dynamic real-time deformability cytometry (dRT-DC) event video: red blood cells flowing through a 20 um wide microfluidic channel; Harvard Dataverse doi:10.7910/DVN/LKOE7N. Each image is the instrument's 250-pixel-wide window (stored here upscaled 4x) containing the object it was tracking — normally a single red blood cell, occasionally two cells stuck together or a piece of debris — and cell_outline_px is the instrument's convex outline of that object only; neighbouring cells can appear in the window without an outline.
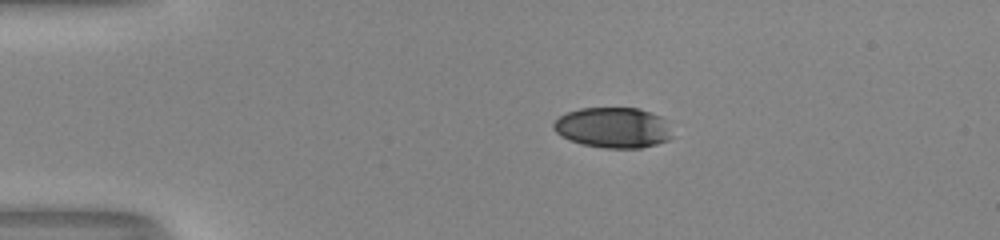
{"species": "human", "species_latin": "Homo sapiens", "temperature_condition": "room temperature", "stored_images_in_passage": 42, "camera_frame_rate_fps": 3000, "um_per_image_px": 0.085, "donor": {"sex": "male"}, "frame": {"image": 1, "passage_image": 1, "time_ms": 0.0, "image_size_px": [1000, 240], "cell_outline_px": [[672, 136], [668, 140], [656, 144], [640, 148], [604, 148], [580, 144], [568, 140], [560, 136], [552, 128], [552, 124], [560, 116], [568, 112], [580, 108], [640, 108], [660, 116], [664, 120]], "centroid_in_image_um": [52.07, 10.85], "position_along_channel_um": 32.9, "area_um2": 28.03}}
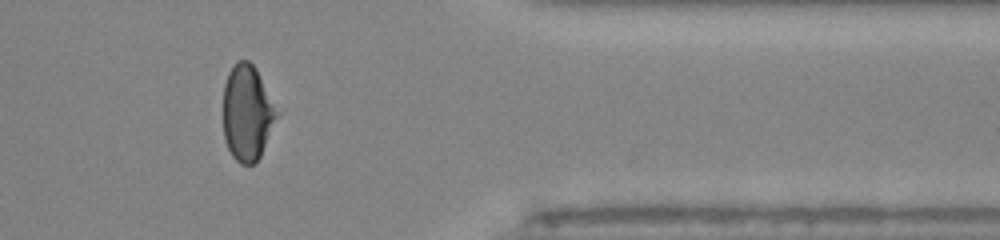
{"frame": {"image": 2, "passage_image": 33, "time_ms": 10.667, "image_size_px": [1000, 240], "cell_outline_px": [[284, 112], [256, 164], [240, 164], [232, 156], [224, 140], [224, 84], [228, 72], [236, 60], [248, 60], [256, 68]], "centroid_in_image_um": [21.12, 9.59], "position_along_channel_um": 390.3, "area_um2": 31.5}}
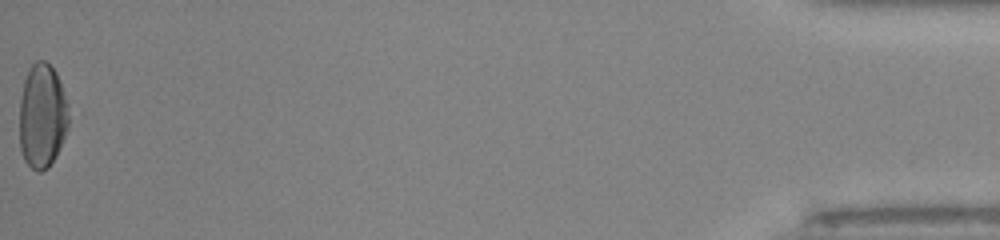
{"frame": {"image": 3, "passage_image": 42, "time_ms": 13.667, "image_size_px": [1000, 240], "cell_outline_px": [[68, 124], [64, 136], [56, 156], [48, 168], [40, 172], [36, 172], [24, 160], [20, 152], [20, 100], [24, 80], [28, 68], [36, 60], [44, 60], [56, 72], [68, 104]], "centroid_in_image_um": [3.57, 9.87], "position_along_channel_um": 431.6, "area_um2": 30.0}, "authors_computed_cell_mechanics": {"area_um2": 30.7785, "velocity_mm_per_s": 4.0917, "shape_relaxation_time_tau1_ms": 6.0102, "shape_relaxation_time_tau2_ms": 1.6171, "deformation_change_tau1": 0.1993, "deformation_change_tau2": 0.059}}